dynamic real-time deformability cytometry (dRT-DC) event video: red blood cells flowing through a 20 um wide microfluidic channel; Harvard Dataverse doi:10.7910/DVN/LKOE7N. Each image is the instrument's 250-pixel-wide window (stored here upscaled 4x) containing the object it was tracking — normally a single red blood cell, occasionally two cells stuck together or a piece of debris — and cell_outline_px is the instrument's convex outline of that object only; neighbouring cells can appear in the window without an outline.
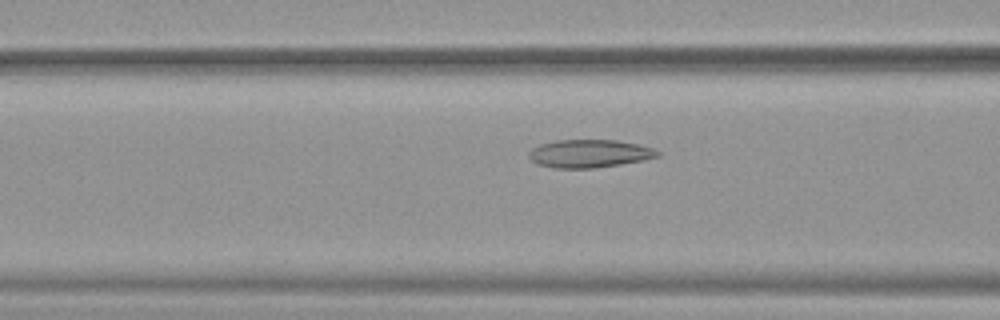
{"species": "common noctule bat (a hibernating species)", "species_latin": "Nyctalus noctula", "temperature_condition": "warm", "stored_images_in_passage": 16, "camera_frame_rate_fps": 3000, "um_per_image_px": 0.085, "animal": {"sex": "female", "body_mass_g": 19.9}, "frame": {"image": 1, "passage_image": 4, "time_ms": 1.0, "image_size_px": [1000, 320], "cell_outline_px": [[660, 156], [620, 164], [592, 168], [552, 168], [536, 164], [528, 156], [528, 152], [532, 148], [540, 144], [556, 140], [616, 140], [640, 144], [652, 148], [660, 152]], "centroid_in_image_um": [50.06, 13.05], "position_along_channel_um": 116.5, "area_um2": 20.98}}
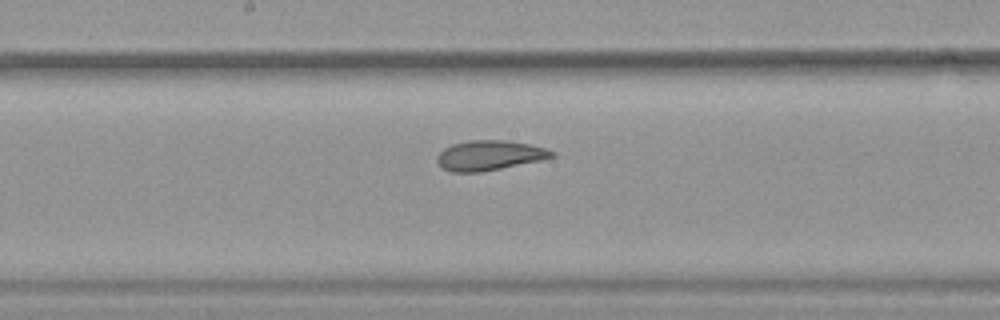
{"frame": {"image": 2, "passage_image": 11, "time_ms": 3.333, "image_size_px": [1000, 320], "cell_outline_px": [[556, 156], [544, 160], [480, 172], [448, 172], [440, 168], [436, 160], [436, 156], [444, 148], [452, 144], [468, 140], [504, 140], [528, 144], [544, 148], [556, 152]], "centroid_in_image_um": [41.58, 13.22], "position_along_channel_um": 206.6, "area_um2": 20.23}}
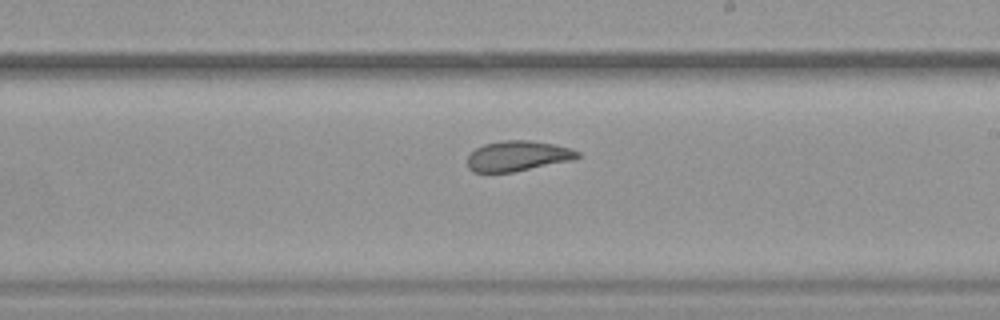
{"frame": {"image": 3, "passage_image": 14, "time_ms": 4.333, "image_size_px": [1000, 320], "cell_outline_px": [[580, 156], [572, 160], [512, 172], [472, 172], [468, 168], [468, 156], [476, 148], [484, 144], [504, 140], [528, 140], [552, 144], [568, 148], [580, 152]], "centroid_in_image_um": [43.98, 13.26], "position_along_channel_um": 245.0, "area_um2": 19.19}}